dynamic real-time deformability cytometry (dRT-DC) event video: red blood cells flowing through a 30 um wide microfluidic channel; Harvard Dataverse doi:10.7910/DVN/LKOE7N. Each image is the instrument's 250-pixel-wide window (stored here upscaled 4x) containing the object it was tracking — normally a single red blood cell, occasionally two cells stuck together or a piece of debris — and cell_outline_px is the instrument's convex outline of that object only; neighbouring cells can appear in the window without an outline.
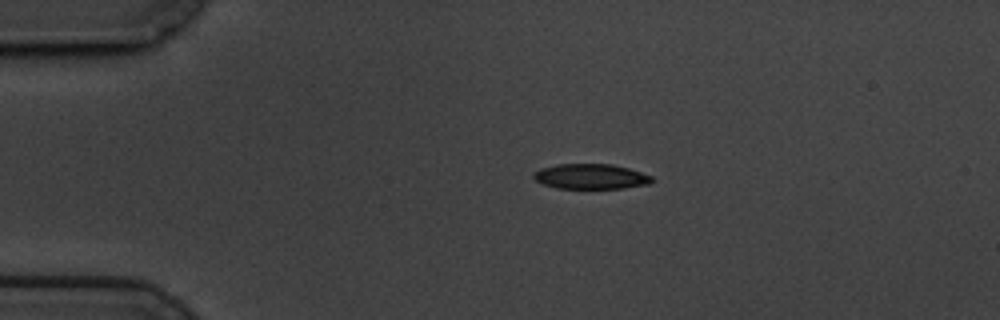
{"species": "common noctule bat (a hibernating species)", "species_latin": "Nyctalus noctula", "temperature_condition": "cold", "stored_images_in_passage": 47, "camera_frame_rate_fps": 3000, "um_per_image_px": 0.085, "animal": {"sex": "male", "body_mass_g": 19.5, "forearm_length_mm": 54.6}, "frame": {"image": 1, "passage_image": 1, "time_ms": 0.0, "image_size_px": [1000, 320], "cell_outline_px": [[652, 180], [648, 184], [624, 188], [556, 188], [544, 184], [536, 180], [532, 176], [540, 168], [556, 164], [612, 164], [628, 168], [652, 176]], "centroid_in_image_um": [50.2, 14.99], "position_along_channel_um": 34.8, "area_um2": 17.17}}
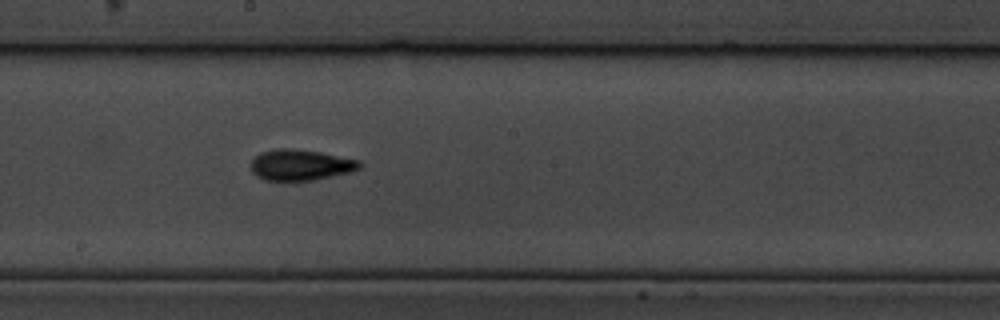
{"frame": {"image": 2, "passage_image": 21, "time_ms": 6.667, "image_size_px": [1000, 320], "cell_outline_px": [[364, 164], [360, 168], [352, 172], [312, 180], [264, 180], [256, 176], [252, 172], [252, 160], [260, 152], [276, 148], [288, 148], [320, 152], [360, 160]], "centroid_in_image_um": [25.57, 14.01], "position_along_channel_um": 222.6, "area_um2": 19.59}}
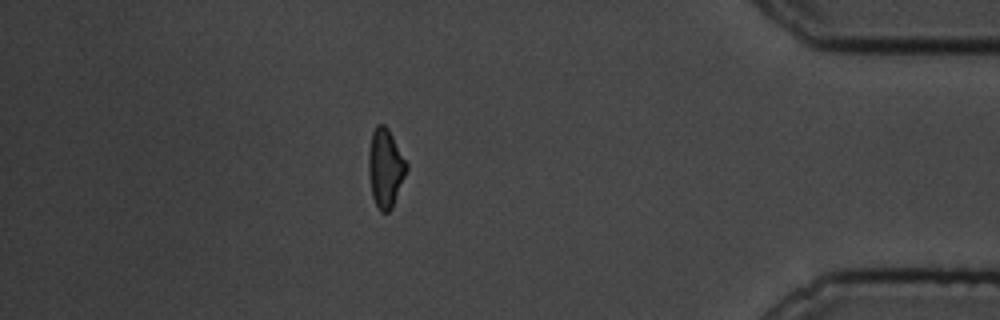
{"frame": {"image": 3, "passage_image": 40, "time_ms": 13.0, "image_size_px": [1000, 320], "cell_outline_px": [[408, 168], [392, 208], [388, 212], [380, 212], [372, 196], [368, 176], [368, 152], [372, 132], [376, 124], [384, 124], [388, 128], [408, 164]], "centroid_in_image_um": [32.74, 14.27], "position_along_channel_um": 402.5, "area_um2": 17.51}, "authors_computed_cell_mechanics": {"area_um2": 18.1492, "velocity_mm_per_s": 3.4396, "shape_relaxation_time_tau1_ms": 3.2625, "shape_relaxation_time_tau2_ms": 4.2872, "deformation_change_tau1": 0.1295, "deformation_change_tau2": 0.1109}}